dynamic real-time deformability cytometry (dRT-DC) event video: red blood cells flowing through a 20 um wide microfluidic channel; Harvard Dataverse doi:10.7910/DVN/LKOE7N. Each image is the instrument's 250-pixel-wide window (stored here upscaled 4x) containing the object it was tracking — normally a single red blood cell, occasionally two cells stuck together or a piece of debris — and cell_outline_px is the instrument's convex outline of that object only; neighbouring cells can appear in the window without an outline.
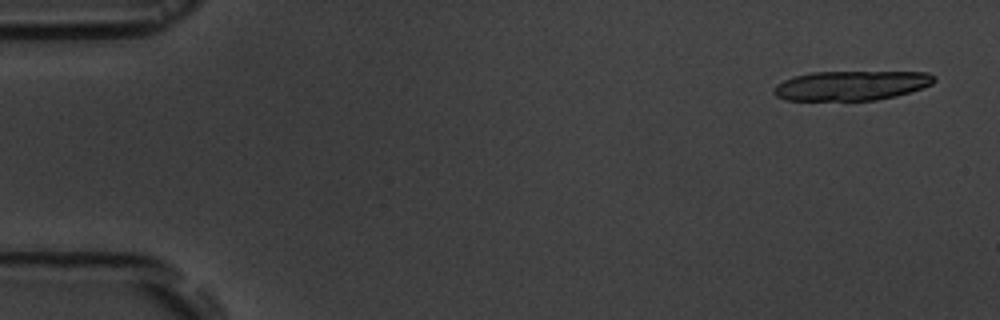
{"species": "common noctule bat (a hibernating species)", "species_latin": "Nyctalus noctula", "temperature_condition": "room temperature", "stored_images_in_passage": 6, "camera_frame_rate_fps": 3000, "um_per_image_px": 0.085, "animal": {"sex": "male", "body_mass_g": 19.5, "forearm_length_mm": 54.6}, "frame": {"image": 1, "passage_image": 1, "time_ms": 0.0, "image_size_px": [1000, 320], "cell_outline_px": [[936, 80], [932, 84], [896, 96], [876, 100], [784, 100], [776, 96], [772, 92], [772, 88], [776, 84], [792, 76], [812, 72], [928, 72], [936, 76]], "centroid_in_image_um": [72.32, 7.27], "position_along_channel_um": 12.7, "area_um2": 27.74}}